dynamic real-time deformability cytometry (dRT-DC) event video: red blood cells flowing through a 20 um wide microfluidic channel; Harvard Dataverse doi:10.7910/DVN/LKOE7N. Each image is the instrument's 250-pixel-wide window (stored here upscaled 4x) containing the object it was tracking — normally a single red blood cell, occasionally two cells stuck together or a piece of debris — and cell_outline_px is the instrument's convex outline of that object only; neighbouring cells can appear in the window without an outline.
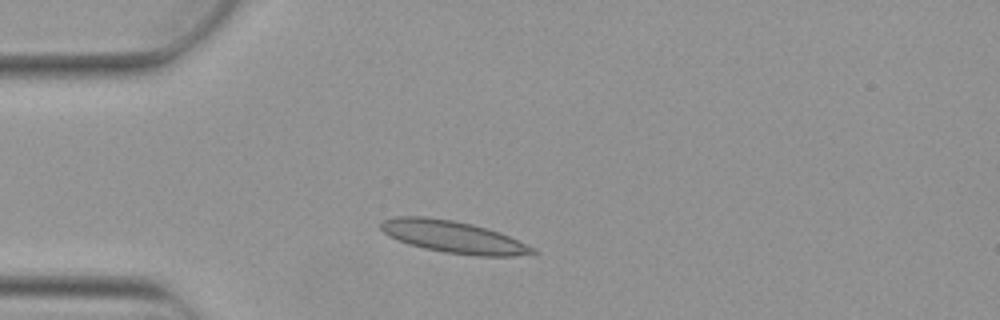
{"species": "Egyptian fruit bat (a non-hibernating species)", "species_latin": "Rousettus aegyptiacus", "temperature_condition": "warm", "stored_images_in_passage": 5, "camera_frame_rate_fps": 3000, "um_per_image_px": 0.085, "animal": {"sex": "female"}, "frame": {"image": 1, "passage_image": 3, "time_ms": 0.667, "image_size_px": [1000, 320], "cell_outline_px": [[540, 252], [512, 256], [476, 256], [444, 252], [424, 248], [408, 244], [388, 236], [380, 228], [380, 224], [384, 220], [396, 216], [424, 216], [452, 220], [472, 224], [500, 232], [536, 248]], "centroid_in_image_um": [38.54, 20.14], "position_along_channel_um": 46.5, "area_um2": 28.38}}
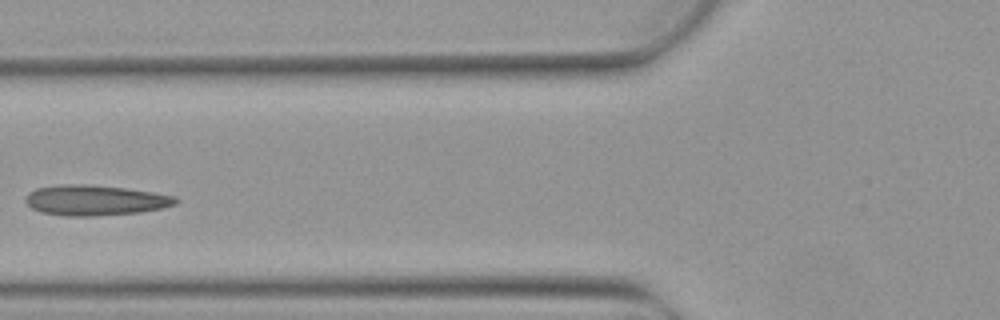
{"frame": {"image": 2, "passage_image": 5, "time_ms": 1.333, "image_size_px": [1000, 320], "cell_outline_px": [[180, 200], [176, 204], [160, 208], [140, 212], [92, 216], [68, 216], [40, 212], [32, 208], [24, 200], [24, 196], [28, 192], [36, 188], [64, 184], [84, 184], [124, 188], [152, 192], [176, 196]], "centroid_in_image_um": [8.06, 17.02], "position_along_channel_um": 117.7, "area_um2": 26.53}}